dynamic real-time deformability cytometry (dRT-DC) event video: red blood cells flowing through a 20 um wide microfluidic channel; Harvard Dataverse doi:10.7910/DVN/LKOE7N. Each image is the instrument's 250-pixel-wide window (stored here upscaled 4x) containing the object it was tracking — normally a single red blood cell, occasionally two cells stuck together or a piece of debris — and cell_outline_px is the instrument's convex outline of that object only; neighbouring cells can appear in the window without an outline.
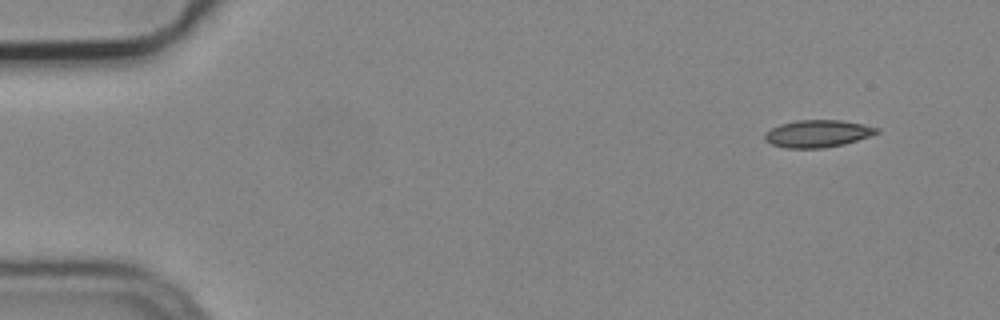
{"species": "common noctule bat (a hibernating species)", "species_latin": "Nyctalus noctula", "temperature_condition": "cold", "stored_images_in_passage": 4, "camera_frame_rate_fps": 3000, "um_per_image_px": 0.085, "animal": {"sex": "male", "body_mass_g": 19.2, "forearm_length_mm": 51.8}, "frame": {"image": 1, "passage_image": 1, "time_ms": 0.0, "image_size_px": [1000, 320], "cell_outline_px": [[880, 132], [844, 144], [824, 148], [784, 148], [772, 144], [764, 140], [764, 132], [780, 124], [796, 120], [840, 120], [880, 128]], "centroid_in_image_um": [69.45, 11.36], "position_along_channel_um": 15.5, "area_um2": 17.74}}